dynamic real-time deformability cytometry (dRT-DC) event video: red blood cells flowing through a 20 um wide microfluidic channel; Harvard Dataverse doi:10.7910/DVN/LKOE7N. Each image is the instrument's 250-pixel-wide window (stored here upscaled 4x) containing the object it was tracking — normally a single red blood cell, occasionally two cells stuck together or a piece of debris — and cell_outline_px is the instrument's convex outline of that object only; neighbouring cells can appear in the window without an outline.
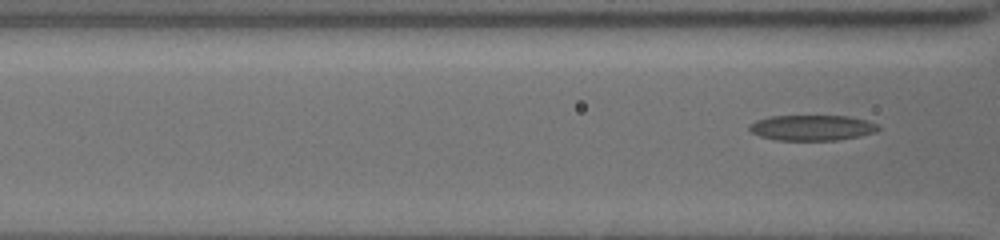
{"species": "common noctule bat (a hibernating species)", "species_latin": "Nyctalus noctula", "temperature_condition": "cold", "stored_images_in_passage": 10, "segment_of_instrument_passage": [2, 2], "camera_frame_rate_fps": 3000, "um_per_image_px": 0.085, "animal": {"sex": "female", "body_mass_g": 19.5, "forearm_length_mm": 54.1}, "frame": {"image": 1, "passage_image": 10, "time_ms": 8.333, "image_size_px": [1000, 240], "cell_outline_px": [[880, 128], [876, 132], [836, 140], [776, 140], [760, 136], [752, 132], [748, 128], [756, 120], [768, 116], [848, 116], [864, 120], [876, 124]], "centroid_in_image_um": [68.99, 10.85], "position_along_channel_um": 97.6, "area_um2": 18.9}}